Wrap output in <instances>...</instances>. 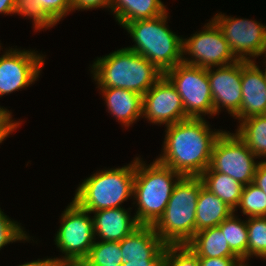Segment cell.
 Here are the masks:
<instances>
[{
  "mask_svg": "<svg viewBox=\"0 0 266 266\" xmlns=\"http://www.w3.org/2000/svg\"><path fill=\"white\" fill-rule=\"evenodd\" d=\"M74 200L61 215V226L55 235V244L65 256L55 258L58 263H82L94 244L93 217Z\"/></svg>",
  "mask_w": 266,
  "mask_h": 266,
  "instance_id": "cell-7",
  "label": "cell"
},
{
  "mask_svg": "<svg viewBox=\"0 0 266 266\" xmlns=\"http://www.w3.org/2000/svg\"><path fill=\"white\" fill-rule=\"evenodd\" d=\"M200 177H182L175 185L163 215L153 225L166 245H184L196 233V209Z\"/></svg>",
  "mask_w": 266,
  "mask_h": 266,
  "instance_id": "cell-4",
  "label": "cell"
},
{
  "mask_svg": "<svg viewBox=\"0 0 266 266\" xmlns=\"http://www.w3.org/2000/svg\"><path fill=\"white\" fill-rule=\"evenodd\" d=\"M248 264L246 263L245 264V261H241L239 262V264L237 266H247ZM249 266V265H248Z\"/></svg>",
  "mask_w": 266,
  "mask_h": 266,
  "instance_id": "cell-40",
  "label": "cell"
},
{
  "mask_svg": "<svg viewBox=\"0 0 266 266\" xmlns=\"http://www.w3.org/2000/svg\"><path fill=\"white\" fill-rule=\"evenodd\" d=\"M198 258H239L218 226L200 230L186 243Z\"/></svg>",
  "mask_w": 266,
  "mask_h": 266,
  "instance_id": "cell-19",
  "label": "cell"
},
{
  "mask_svg": "<svg viewBox=\"0 0 266 266\" xmlns=\"http://www.w3.org/2000/svg\"><path fill=\"white\" fill-rule=\"evenodd\" d=\"M230 249L242 260H248V230L247 223L241 221L234 212L219 226Z\"/></svg>",
  "mask_w": 266,
  "mask_h": 266,
  "instance_id": "cell-24",
  "label": "cell"
},
{
  "mask_svg": "<svg viewBox=\"0 0 266 266\" xmlns=\"http://www.w3.org/2000/svg\"><path fill=\"white\" fill-rule=\"evenodd\" d=\"M98 88H123L144 95L163 75L144 56L122 48L92 64Z\"/></svg>",
  "mask_w": 266,
  "mask_h": 266,
  "instance_id": "cell-2",
  "label": "cell"
},
{
  "mask_svg": "<svg viewBox=\"0 0 266 266\" xmlns=\"http://www.w3.org/2000/svg\"><path fill=\"white\" fill-rule=\"evenodd\" d=\"M255 158L239 136L223 131L215 141L210 165L205 171L227 174L245 186L254 180L258 165Z\"/></svg>",
  "mask_w": 266,
  "mask_h": 266,
  "instance_id": "cell-9",
  "label": "cell"
},
{
  "mask_svg": "<svg viewBox=\"0 0 266 266\" xmlns=\"http://www.w3.org/2000/svg\"><path fill=\"white\" fill-rule=\"evenodd\" d=\"M71 10L72 0H35V30L55 26Z\"/></svg>",
  "mask_w": 266,
  "mask_h": 266,
  "instance_id": "cell-25",
  "label": "cell"
},
{
  "mask_svg": "<svg viewBox=\"0 0 266 266\" xmlns=\"http://www.w3.org/2000/svg\"><path fill=\"white\" fill-rule=\"evenodd\" d=\"M240 258H199V266H237Z\"/></svg>",
  "mask_w": 266,
  "mask_h": 266,
  "instance_id": "cell-34",
  "label": "cell"
},
{
  "mask_svg": "<svg viewBox=\"0 0 266 266\" xmlns=\"http://www.w3.org/2000/svg\"><path fill=\"white\" fill-rule=\"evenodd\" d=\"M163 266H199V258L186 244L166 245Z\"/></svg>",
  "mask_w": 266,
  "mask_h": 266,
  "instance_id": "cell-29",
  "label": "cell"
},
{
  "mask_svg": "<svg viewBox=\"0 0 266 266\" xmlns=\"http://www.w3.org/2000/svg\"><path fill=\"white\" fill-rule=\"evenodd\" d=\"M142 117L165 126L188 119L179 93L165 75L143 95Z\"/></svg>",
  "mask_w": 266,
  "mask_h": 266,
  "instance_id": "cell-13",
  "label": "cell"
},
{
  "mask_svg": "<svg viewBox=\"0 0 266 266\" xmlns=\"http://www.w3.org/2000/svg\"><path fill=\"white\" fill-rule=\"evenodd\" d=\"M121 263L120 242L112 241H94L88 256L82 262L84 266L121 265Z\"/></svg>",
  "mask_w": 266,
  "mask_h": 266,
  "instance_id": "cell-26",
  "label": "cell"
},
{
  "mask_svg": "<svg viewBox=\"0 0 266 266\" xmlns=\"http://www.w3.org/2000/svg\"><path fill=\"white\" fill-rule=\"evenodd\" d=\"M164 260H131L122 262L121 266H163Z\"/></svg>",
  "mask_w": 266,
  "mask_h": 266,
  "instance_id": "cell-36",
  "label": "cell"
},
{
  "mask_svg": "<svg viewBox=\"0 0 266 266\" xmlns=\"http://www.w3.org/2000/svg\"><path fill=\"white\" fill-rule=\"evenodd\" d=\"M128 210L121 208H110L94 211V232L101 241L120 242L127 235L140 226L136 217L130 218Z\"/></svg>",
  "mask_w": 266,
  "mask_h": 266,
  "instance_id": "cell-17",
  "label": "cell"
},
{
  "mask_svg": "<svg viewBox=\"0 0 266 266\" xmlns=\"http://www.w3.org/2000/svg\"><path fill=\"white\" fill-rule=\"evenodd\" d=\"M20 122L12 120L11 112L8 109L0 107V143L10 135L18 126Z\"/></svg>",
  "mask_w": 266,
  "mask_h": 266,
  "instance_id": "cell-31",
  "label": "cell"
},
{
  "mask_svg": "<svg viewBox=\"0 0 266 266\" xmlns=\"http://www.w3.org/2000/svg\"><path fill=\"white\" fill-rule=\"evenodd\" d=\"M15 0H0V13L2 14H14Z\"/></svg>",
  "mask_w": 266,
  "mask_h": 266,
  "instance_id": "cell-37",
  "label": "cell"
},
{
  "mask_svg": "<svg viewBox=\"0 0 266 266\" xmlns=\"http://www.w3.org/2000/svg\"><path fill=\"white\" fill-rule=\"evenodd\" d=\"M21 228L18 222L7 217L0 208V250L10 242L29 240L26 231Z\"/></svg>",
  "mask_w": 266,
  "mask_h": 266,
  "instance_id": "cell-30",
  "label": "cell"
},
{
  "mask_svg": "<svg viewBox=\"0 0 266 266\" xmlns=\"http://www.w3.org/2000/svg\"><path fill=\"white\" fill-rule=\"evenodd\" d=\"M248 260L256 256L266 260V216L248 217Z\"/></svg>",
  "mask_w": 266,
  "mask_h": 266,
  "instance_id": "cell-27",
  "label": "cell"
},
{
  "mask_svg": "<svg viewBox=\"0 0 266 266\" xmlns=\"http://www.w3.org/2000/svg\"><path fill=\"white\" fill-rule=\"evenodd\" d=\"M168 12L152 19L137 20L123 25L135 45L127 47L144 56L162 73L182 60V37L169 30Z\"/></svg>",
  "mask_w": 266,
  "mask_h": 266,
  "instance_id": "cell-5",
  "label": "cell"
},
{
  "mask_svg": "<svg viewBox=\"0 0 266 266\" xmlns=\"http://www.w3.org/2000/svg\"><path fill=\"white\" fill-rule=\"evenodd\" d=\"M54 266H84L82 263H56Z\"/></svg>",
  "mask_w": 266,
  "mask_h": 266,
  "instance_id": "cell-39",
  "label": "cell"
},
{
  "mask_svg": "<svg viewBox=\"0 0 266 266\" xmlns=\"http://www.w3.org/2000/svg\"><path fill=\"white\" fill-rule=\"evenodd\" d=\"M110 9L121 26L137 20L156 18L167 12L161 0H112Z\"/></svg>",
  "mask_w": 266,
  "mask_h": 266,
  "instance_id": "cell-20",
  "label": "cell"
},
{
  "mask_svg": "<svg viewBox=\"0 0 266 266\" xmlns=\"http://www.w3.org/2000/svg\"><path fill=\"white\" fill-rule=\"evenodd\" d=\"M199 177L206 189L225 202L234 212L237 210L244 185L227 174L216 171H204Z\"/></svg>",
  "mask_w": 266,
  "mask_h": 266,
  "instance_id": "cell-22",
  "label": "cell"
},
{
  "mask_svg": "<svg viewBox=\"0 0 266 266\" xmlns=\"http://www.w3.org/2000/svg\"><path fill=\"white\" fill-rule=\"evenodd\" d=\"M204 27L201 32L182 39V55L187 53L193 57L188 59L182 56L183 63L208 69L237 62L217 24L211 19Z\"/></svg>",
  "mask_w": 266,
  "mask_h": 266,
  "instance_id": "cell-10",
  "label": "cell"
},
{
  "mask_svg": "<svg viewBox=\"0 0 266 266\" xmlns=\"http://www.w3.org/2000/svg\"><path fill=\"white\" fill-rule=\"evenodd\" d=\"M213 70L208 68L207 75L213 97L214 114L219 113L223 107L236 118L242 102V60Z\"/></svg>",
  "mask_w": 266,
  "mask_h": 266,
  "instance_id": "cell-14",
  "label": "cell"
},
{
  "mask_svg": "<svg viewBox=\"0 0 266 266\" xmlns=\"http://www.w3.org/2000/svg\"><path fill=\"white\" fill-rule=\"evenodd\" d=\"M236 135L258 157H266V115L251 116L240 121Z\"/></svg>",
  "mask_w": 266,
  "mask_h": 266,
  "instance_id": "cell-23",
  "label": "cell"
},
{
  "mask_svg": "<svg viewBox=\"0 0 266 266\" xmlns=\"http://www.w3.org/2000/svg\"><path fill=\"white\" fill-rule=\"evenodd\" d=\"M112 0H72L73 11L78 9L88 10L94 8H110Z\"/></svg>",
  "mask_w": 266,
  "mask_h": 266,
  "instance_id": "cell-33",
  "label": "cell"
},
{
  "mask_svg": "<svg viewBox=\"0 0 266 266\" xmlns=\"http://www.w3.org/2000/svg\"><path fill=\"white\" fill-rule=\"evenodd\" d=\"M165 127L163 153L156 160L184 177H199L209 167L213 146L223 131H211L204 117Z\"/></svg>",
  "mask_w": 266,
  "mask_h": 266,
  "instance_id": "cell-1",
  "label": "cell"
},
{
  "mask_svg": "<svg viewBox=\"0 0 266 266\" xmlns=\"http://www.w3.org/2000/svg\"><path fill=\"white\" fill-rule=\"evenodd\" d=\"M253 183L266 194V160L258 162Z\"/></svg>",
  "mask_w": 266,
  "mask_h": 266,
  "instance_id": "cell-35",
  "label": "cell"
},
{
  "mask_svg": "<svg viewBox=\"0 0 266 266\" xmlns=\"http://www.w3.org/2000/svg\"><path fill=\"white\" fill-rule=\"evenodd\" d=\"M234 210L204 186L200 189L196 209V232L219 226Z\"/></svg>",
  "mask_w": 266,
  "mask_h": 266,
  "instance_id": "cell-21",
  "label": "cell"
},
{
  "mask_svg": "<svg viewBox=\"0 0 266 266\" xmlns=\"http://www.w3.org/2000/svg\"><path fill=\"white\" fill-rule=\"evenodd\" d=\"M166 244L151 225H140L120 241L122 262L164 260Z\"/></svg>",
  "mask_w": 266,
  "mask_h": 266,
  "instance_id": "cell-16",
  "label": "cell"
},
{
  "mask_svg": "<svg viewBox=\"0 0 266 266\" xmlns=\"http://www.w3.org/2000/svg\"><path fill=\"white\" fill-rule=\"evenodd\" d=\"M242 102L236 117L243 120L251 116L266 115V72L253 61L242 60Z\"/></svg>",
  "mask_w": 266,
  "mask_h": 266,
  "instance_id": "cell-15",
  "label": "cell"
},
{
  "mask_svg": "<svg viewBox=\"0 0 266 266\" xmlns=\"http://www.w3.org/2000/svg\"><path fill=\"white\" fill-rule=\"evenodd\" d=\"M14 13L31 18L35 28V0H15Z\"/></svg>",
  "mask_w": 266,
  "mask_h": 266,
  "instance_id": "cell-32",
  "label": "cell"
},
{
  "mask_svg": "<svg viewBox=\"0 0 266 266\" xmlns=\"http://www.w3.org/2000/svg\"><path fill=\"white\" fill-rule=\"evenodd\" d=\"M183 176L157 160L146 166L135 159L133 197L137 202L134 215L140 225L153 226L163 215L173 189Z\"/></svg>",
  "mask_w": 266,
  "mask_h": 266,
  "instance_id": "cell-3",
  "label": "cell"
},
{
  "mask_svg": "<svg viewBox=\"0 0 266 266\" xmlns=\"http://www.w3.org/2000/svg\"><path fill=\"white\" fill-rule=\"evenodd\" d=\"M34 51L9 49L0 56V96L24 89L39 77L44 59Z\"/></svg>",
  "mask_w": 266,
  "mask_h": 266,
  "instance_id": "cell-12",
  "label": "cell"
},
{
  "mask_svg": "<svg viewBox=\"0 0 266 266\" xmlns=\"http://www.w3.org/2000/svg\"><path fill=\"white\" fill-rule=\"evenodd\" d=\"M212 20L222 31L231 51L238 60L253 61L250 57L266 55L265 24L249 19L233 18L221 13Z\"/></svg>",
  "mask_w": 266,
  "mask_h": 266,
  "instance_id": "cell-11",
  "label": "cell"
},
{
  "mask_svg": "<svg viewBox=\"0 0 266 266\" xmlns=\"http://www.w3.org/2000/svg\"><path fill=\"white\" fill-rule=\"evenodd\" d=\"M134 176L135 160L124 167L96 172L76 189L73 200L90 214L120 208L133 195Z\"/></svg>",
  "mask_w": 266,
  "mask_h": 266,
  "instance_id": "cell-6",
  "label": "cell"
},
{
  "mask_svg": "<svg viewBox=\"0 0 266 266\" xmlns=\"http://www.w3.org/2000/svg\"><path fill=\"white\" fill-rule=\"evenodd\" d=\"M110 114L125 127L143 115V96L123 88H99Z\"/></svg>",
  "mask_w": 266,
  "mask_h": 266,
  "instance_id": "cell-18",
  "label": "cell"
},
{
  "mask_svg": "<svg viewBox=\"0 0 266 266\" xmlns=\"http://www.w3.org/2000/svg\"><path fill=\"white\" fill-rule=\"evenodd\" d=\"M164 75L179 93L188 118H203L202 115L206 114L214 115L207 69L182 62L167 70Z\"/></svg>",
  "mask_w": 266,
  "mask_h": 266,
  "instance_id": "cell-8",
  "label": "cell"
},
{
  "mask_svg": "<svg viewBox=\"0 0 266 266\" xmlns=\"http://www.w3.org/2000/svg\"><path fill=\"white\" fill-rule=\"evenodd\" d=\"M56 263L57 261L55 260L54 257L53 259L52 258H47L43 260L38 259L18 266H54Z\"/></svg>",
  "mask_w": 266,
  "mask_h": 266,
  "instance_id": "cell-38",
  "label": "cell"
},
{
  "mask_svg": "<svg viewBox=\"0 0 266 266\" xmlns=\"http://www.w3.org/2000/svg\"><path fill=\"white\" fill-rule=\"evenodd\" d=\"M237 207L249 217L266 216V194L253 182L249 183L243 186Z\"/></svg>",
  "mask_w": 266,
  "mask_h": 266,
  "instance_id": "cell-28",
  "label": "cell"
}]
</instances>
